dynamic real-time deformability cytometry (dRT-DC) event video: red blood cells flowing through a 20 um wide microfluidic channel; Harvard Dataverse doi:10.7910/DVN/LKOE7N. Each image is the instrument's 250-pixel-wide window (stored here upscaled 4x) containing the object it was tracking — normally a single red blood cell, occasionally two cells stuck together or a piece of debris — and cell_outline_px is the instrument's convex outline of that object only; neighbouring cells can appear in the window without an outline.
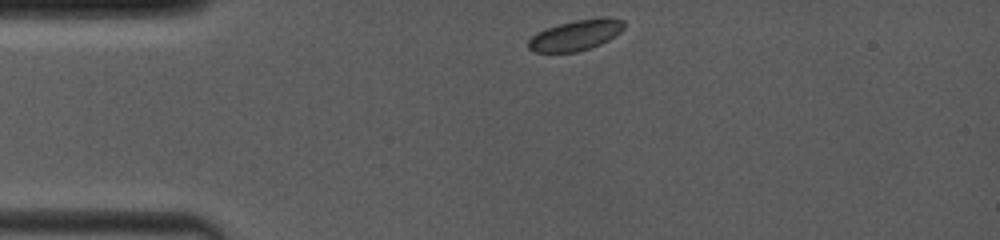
{"species": "common noctule bat (a hibernating species)", "species_latin": "Nyctalus noctula", "temperature_condition": "room temperature", "stored_images_in_passage": 45, "camera_frame_rate_fps": 4000, "um_per_image_px": 0.085, "animal": {"sex": "female", "body_mass_g": 19.0, "forearm_length_mm": 53.3}, "frame": {"image": 1, "passage_image": 1, "time_ms": 0.0, "image_size_px": [1000, 240], "cell_outline_px": [[624, 28], [620, 32], [608, 40], [600, 44], [576, 52], [536, 52], [528, 48], [528, 40], [536, 32], [560, 24], [576, 20], [600, 16], [608, 16], [624, 20]], "centroid_in_image_um": [48.96, 2.97], "position_along_channel_um": 36.0, "area_um2": 17.05}}
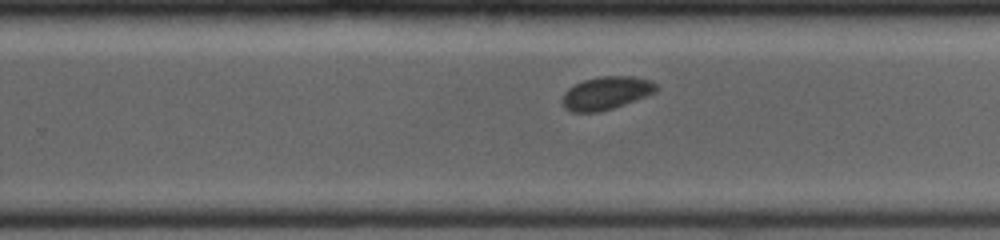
{"frame": {"image": 2, "passage_image": 25, "time_ms": 7.0, "image_size_px": [1000, 240], "cell_outline_px": [[660, 88], [656, 92], [648, 96], [600, 112], [572, 112], [564, 108], [560, 100], [564, 92], [568, 88], [584, 80], [600, 76], [636, 76], [652, 80]], "centroid_in_image_um": [51.54, 7.91], "position_along_channel_um": 278.3, "area_um2": 18.38}}
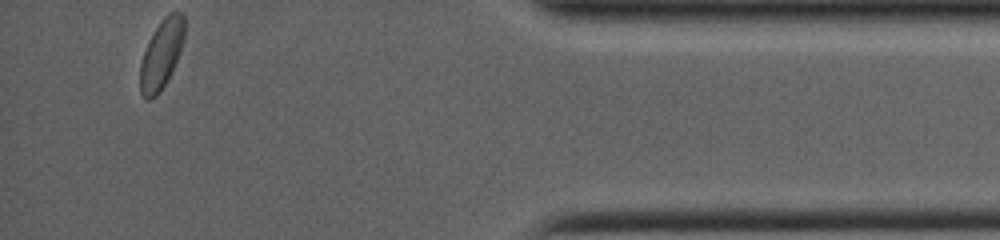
{"frame": {"image": 3, "passage_image": 45, "time_ms": 11.5, "image_size_px": [1000, 240], "cell_outline_px": [[184, 40], [168, 80], [160, 92], [156, 96], [148, 100], [140, 92], [140, 64], [148, 40], [160, 20], [168, 12], [184, 12]], "centroid_in_image_um": [13.72, 4.58], "position_along_channel_um": 421.5, "area_um2": 17.92}}